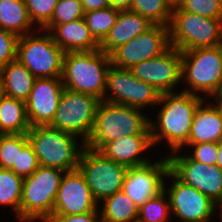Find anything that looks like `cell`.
<instances>
[{"instance_id": "6da1fadb", "label": "cell", "mask_w": 222, "mask_h": 222, "mask_svg": "<svg viewBox=\"0 0 222 222\" xmlns=\"http://www.w3.org/2000/svg\"><path fill=\"white\" fill-rule=\"evenodd\" d=\"M204 100L180 89L162 93L156 105L159 111L153 115L156 119H149L153 146L157 149L164 144L168 153L180 150L188 142L196 109Z\"/></svg>"}, {"instance_id": "7a4b0ae2", "label": "cell", "mask_w": 222, "mask_h": 222, "mask_svg": "<svg viewBox=\"0 0 222 222\" xmlns=\"http://www.w3.org/2000/svg\"><path fill=\"white\" fill-rule=\"evenodd\" d=\"M137 107L100 101L95 123L85 146L99 151L105 144L130 135H140L150 126V114Z\"/></svg>"}, {"instance_id": "3957f363", "label": "cell", "mask_w": 222, "mask_h": 222, "mask_svg": "<svg viewBox=\"0 0 222 222\" xmlns=\"http://www.w3.org/2000/svg\"><path fill=\"white\" fill-rule=\"evenodd\" d=\"M26 135L39 165L65 172L77 170L86 147L83 140L49 125L30 127Z\"/></svg>"}, {"instance_id": "277c9868", "label": "cell", "mask_w": 222, "mask_h": 222, "mask_svg": "<svg viewBox=\"0 0 222 222\" xmlns=\"http://www.w3.org/2000/svg\"><path fill=\"white\" fill-rule=\"evenodd\" d=\"M110 66V54L100 49L65 53L61 76L63 86L104 101L106 75Z\"/></svg>"}, {"instance_id": "5b68a950", "label": "cell", "mask_w": 222, "mask_h": 222, "mask_svg": "<svg viewBox=\"0 0 222 222\" xmlns=\"http://www.w3.org/2000/svg\"><path fill=\"white\" fill-rule=\"evenodd\" d=\"M181 91L213 98L222 83V44L211 48H198L181 52Z\"/></svg>"}, {"instance_id": "8992f818", "label": "cell", "mask_w": 222, "mask_h": 222, "mask_svg": "<svg viewBox=\"0 0 222 222\" xmlns=\"http://www.w3.org/2000/svg\"><path fill=\"white\" fill-rule=\"evenodd\" d=\"M64 173L40 165L31 175L23 178L20 222H43L52 216Z\"/></svg>"}, {"instance_id": "52a82bcc", "label": "cell", "mask_w": 222, "mask_h": 222, "mask_svg": "<svg viewBox=\"0 0 222 222\" xmlns=\"http://www.w3.org/2000/svg\"><path fill=\"white\" fill-rule=\"evenodd\" d=\"M168 27L171 46L181 52L222 44V19L173 10Z\"/></svg>"}, {"instance_id": "ba28073f", "label": "cell", "mask_w": 222, "mask_h": 222, "mask_svg": "<svg viewBox=\"0 0 222 222\" xmlns=\"http://www.w3.org/2000/svg\"><path fill=\"white\" fill-rule=\"evenodd\" d=\"M64 55L65 51L44 29H37L18 39L17 60L36 78L61 77Z\"/></svg>"}, {"instance_id": "9c48e42d", "label": "cell", "mask_w": 222, "mask_h": 222, "mask_svg": "<svg viewBox=\"0 0 222 222\" xmlns=\"http://www.w3.org/2000/svg\"><path fill=\"white\" fill-rule=\"evenodd\" d=\"M100 101L95 96L64 88L49 126L72 134L86 143L94 126Z\"/></svg>"}, {"instance_id": "30bf717a", "label": "cell", "mask_w": 222, "mask_h": 222, "mask_svg": "<svg viewBox=\"0 0 222 222\" xmlns=\"http://www.w3.org/2000/svg\"><path fill=\"white\" fill-rule=\"evenodd\" d=\"M77 169L84 176L93 198L99 203L105 197L122 190L128 168L97 150L85 147Z\"/></svg>"}, {"instance_id": "8fae6325", "label": "cell", "mask_w": 222, "mask_h": 222, "mask_svg": "<svg viewBox=\"0 0 222 222\" xmlns=\"http://www.w3.org/2000/svg\"><path fill=\"white\" fill-rule=\"evenodd\" d=\"M160 95L152 85L135 77L130 69L114 67L112 64L109 67L104 101L148 111L156 107Z\"/></svg>"}, {"instance_id": "7c38bea8", "label": "cell", "mask_w": 222, "mask_h": 222, "mask_svg": "<svg viewBox=\"0 0 222 222\" xmlns=\"http://www.w3.org/2000/svg\"><path fill=\"white\" fill-rule=\"evenodd\" d=\"M166 181H169L168 184ZM164 191L169 198L172 218L178 222L215 221L216 203L194 187L180 181L171 171L166 176Z\"/></svg>"}, {"instance_id": "4fadbf2b", "label": "cell", "mask_w": 222, "mask_h": 222, "mask_svg": "<svg viewBox=\"0 0 222 222\" xmlns=\"http://www.w3.org/2000/svg\"><path fill=\"white\" fill-rule=\"evenodd\" d=\"M170 171L183 183L194 187L213 202L222 200V170L217 165H207L191 159L180 150L165 153Z\"/></svg>"}, {"instance_id": "5bb4252c", "label": "cell", "mask_w": 222, "mask_h": 222, "mask_svg": "<svg viewBox=\"0 0 222 222\" xmlns=\"http://www.w3.org/2000/svg\"><path fill=\"white\" fill-rule=\"evenodd\" d=\"M171 47L169 27L153 25L146 32L116 48L111 54L114 67L130 69L139 62L158 57Z\"/></svg>"}, {"instance_id": "9a60e30c", "label": "cell", "mask_w": 222, "mask_h": 222, "mask_svg": "<svg viewBox=\"0 0 222 222\" xmlns=\"http://www.w3.org/2000/svg\"><path fill=\"white\" fill-rule=\"evenodd\" d=\"M164 153L155 161L127 169L122 190L139 208L164 191L166 176L170 171L168 157Z\"/></svg>"}, {"instance_id": "2e32d148", "label": "cell", "mask_w": 222, "mask_h": 222, "mask_svg": "<svg viewBox=\"0 0 222 222\" xmlns=\"http://www.w3.org/2000/svg\"><path fill=\"white\" fill-rule=\"evenodd\" d=\"M138 79L152 85L160 94L177 92L182 84L181 51L170 47L162 55L151 58L130 68Z\"/></svg>"}, {"instance_id": "e0dca14e", "label": "cell", "mask_w": 222, "mask_h": 222, "mask_svg": "<svg viewBox=\"0 0 222 222\" xmlns=\"http://www.w3.org/2000/svg\"><path fill=\"white\" fill-rule=\"evenodd\" d=\"M98 202L81 172H65L58 189L52 215H74L95 212Z\"/></svg>"}, {"instance_id": "ac0fdd59", "label": "cell", "mask_w": 222, "mask_h": 222, "mask_svg": "<svg viewBox=\"0 0 222 222\" xmlns=\"http://www.w3.org/2000/svg\"><path fill=\"white\" fill-rule=\"evenodd\" d=\"M63 90L61 77L35 79L26 101V113L31 127L52 123Z\"/></svg>"}, {"instance_id": "d6986e66", "label": "cell", "mask_w": 222, "mask_h": 222, "mask_svg": "<svg viewBox=\"0 0 222 222\" xmlns=\"http://www.w3.org/2000/svg\"><path fill=\"white\" fill-rule=\"evenodd\" d=\"M153 149L155 148L152 143L151 130L149 126L140 135L121 137L120 139H116L105 144L99 152L114 162L129 168L151 162V157L145 158L144 155L148 153L151 154L147 151Z\"/></svg>"}, {"instance_id": "ffe728a7", "label": "cell", "mask_w": 222, "mask_h": 222, "mask_svg": "<svg viewBox=\"0 0 222 222\" xmlns=\"http://www.w3.org/2000/svg\"><path fill=\"white\" fill-rule=\"evenodd\" d=\"M53 41L65 51L88 52L99 49V43L91 35L83 18L60 25H46Z\"/></svg>"}, {"instance_id": "44dd1931", "label": "cell", "mask_w": 222, "mask_h": 222, "mask_svg": "<svg viewBox=\"0 0 222 222\" xmlns=\"http://www.w3.org/2000/svg\"><path fill=\"white\" fill-rule=\"evenodd\" d=\"M209 142H222V112L212 99H205L196 109L186 144Z\"/></svg>"}, {"instance_id": "7402d4cb", "label": "cell", "mask_w": 222, "mask_h": 222, "mask_svg": "<svg viewBox=\"0 0 222 222\" xmlns=\"http://www.w3.org/2000/svg\"><path fill=\"white\" fill-rule=\"evenodd\" d=\"M153 24L145 17L131 10L119 11L115 25L99 44V49L111 54L116 48L132 38L146 32Z\"/></svg>"}, {"instance_id": "603a6c76", "label": "cell", "mask_w": 222, "mask_h": 222, "mask_svg": "<svg viewBox=\"0 0 222 222\" xmlns=\"http://www.w3.org/2000/svg\"><path fill=\"white\" fill-rule=\"evenodd\" d=\"M36 77L18 60L2 67L3 95L26 102Z\"/></svg>"}, {"instance_id": "cb8c5ba5", "label": "cell", "mask_w": 222, "mask_h": 222, "mask_svg": "<svg viewBox=\"0 0 222 222\" xmlns=\"http://www.w3.org/2000/svg\"><path fill=\"white\" fill-rule=\"evenodd\" d=\"M0 27L18 37L37 31L24 0H0Z\"/></svg>"}, {"instance_id": "d4e9b609", "label": "cell", "mask_w": 222, "mask_h": 222, "mask_svg": "<svg viewBox=\"0 0 222 222\" xmlns=\"http://www.w3.org/2000/svg\"><path fill=\"white\" fill-rule=\"evenodd\" d=\"M26 102L0 96V134H26L30 129Z\"/></svg>"}, {"instance_id": "484cf974", "label": "cell", "mask_w": 222, "mask_h": 222, "mask_svg": "<svg viewBox=\"0 0 222 222\" xmlns=\"http://www.w3.org/2000/svg\"><path fill=\"white\" fill-rule=\"evenodd\" d=\"M102 222H135L139 207L121 190L98 203Z\"/></svg>"}, {"instance_id": "4316f807", "label": "cell", "mask_w": 222, "mask_h": 222, "mask_svg": "<svg viewBox=\"0 0 222 222\" xmlns=\"http://www.w3.org/2000/svg\"><path fill=\"white\" fill-rule=\"evenodd\" d=\"M23 178L10 169L0 168V206H8L20 222V205L22 198Z\"/></svg>"}, {"instance_id": "83f0119b", "label": "cell", "mask_w": 222, "mask_h": 222, "mask_svg": "<svg viewBox=\"0 0 222 222\" xmlns=\"http://www.w3.org/2000/svg\"><path fill=\"white\" fill-rule=\"evenodd\" d=\"M174 0H132L130 10L147 18L153 25L169 26Z\"/></svg>"}, {"instance_id": "f1b7e54d", "label": "cell", "mask_w": 222, "mask_h": 222, "mask_svg": "<svg viewBox=\"0 0 222 222\" xmlns=\"http://www.w3.org/2000/svg\"><path fill=\"white\" fill-rule=\"evenodd\" d=\"M113 7L101 10L84 12L83 19L87 24L91 35L100 44L108 35L110 29L115 25L118 13Z\"/></svg>"}, {"instance_id": "f546056e", "label": "cell", "mask_w": 222, "mask_h": 222, "mask_svg": "<svg viewBox=\"0 0 222 222\" xmlns=\"http://www.w3.org/2000/svg\"><path fill=\"white\" fill-rule=\"evenodd\" d=\"M170 202L165 191L147 200L140 208L137 221L139 222H173ZM172 219V220H170Z\"/></svg>"}, {"instance_id": "4dcf8cb0", "label": "cell", "mask_w": 222, "mask_h": 222, "mask_svg": "<svg viewBox=\"0 0 222 222\" xmlns=\"http://www.w3.org/2000/svg\"><path fill=\"white\" fill-rule=\"evenodd\" d=\"M27 143L26 134H0V168L17 167L18 151Z\"/></svg>"}, {"instance_id": "1f68e13d", "label": "cell", "mask_w": 222, "mask_h": 222, "mask_svg": "<svg viewBox=\"0 0 222 222\" xmlns=\"http://www.w3.org/2000/svg\"><path fill=\"white\" fill-rule=\"evenodd\" d=\"M173 10H184L212 19H222V0H175Z\"/></svg>"}, {"instance_id": "d6a6232c", "label": "cell", "mask_w": 222, "mask_h": 222, "mask_svg": "<svg viewBox=\"0 0 222 222\" xmlns=\"http://www.w3.org/2000/svg\"><path fill=\"white\" fill-rule=\"evenodd\" d=\"M31 22L43 29L50 21L58 0H24Z\"/></svg>"}, {"instance_id": "836d02e7", "label": "cell", "mask_w": 222, "mask_h": 222, "mask_svg": "<svg viewBox=\"0 0 222 222\" xmlns=\"http://www.w3.org/2000/svg\"><path fill=\"white\" fill-rule=\"evenodd\" d=\"M84 17L81 0H58L51 21L47 25H60Z\"/></svg>"}, {"instance_id": "e575fe53", "label": "cell", "mask_w": 222, "mask_h": 222, "mask_svg": "<svg viewBox=\"0 0 222 222\" xmlns=\"http://www.w3.org/2000/svg\"><path fill=\"white\" fill-rule=\"evenodd\" d=\"M186 148L188 150H186ZM183 150H185V151H183ZM218 151H219V143L218 142L185 144L180 149L181 153L187 152L186 154L191 159L202 162L207 165H216L217 158H218Z\"/></svg>"}, {"instance_id": "d590c367", "label": "cell", "mask_w": 222, "mask_h": 222, "mask_svg": "<svg viewBox=\"0 0 222 222\" xmlns=\"http://www.w3.org/2000/svg\"><path fill=\"white\" fill-rule=\"evenodd\" d=\"M39 166L38 158L28 142L21 151H18L17 167H12L10 170L18 176L26 178L37 170Z\"/></svg>"}, {"instance_id": "8d00e7d4", "label": "cell", "mask_w": 222, "mask_h": 222, "mask_svg": "<svg viewBox=\"0 0 222 222\" xmlns=\"http://www.w3.org/2000/svg\"><path fill=\"white\" fill-rule=\"evenodd\" d=\"M19 37L0 27V67L17 60V43Z\"/></svg>"}, {"instance_id": "74e56055", "label": "cell", "mask_w": 222, "mask_h": 222, "mask_svg": "<svg viewBox=\"0 0 222 222\" xmlns=\"http://www.w3.org/2000/svg\"><path fill=\"white\" fill-rule=\"evenodd\" d=\"M47 222H102V220L98 209L85 214L52 215Z\"/></svg>"}, {"instance_id": "f35d334b", "label": "cell", "mask_w": 222, "mask_h": 222, "mask_svg": "<svg viewBox=\"0 0 222 222\" xmlns=\"http://www.w3.org/2000/svg\"><path fill=\"white\" fill-rule=\"evenodd\" d=\"M84 12L101 10L110 7L108 0H81Z\"/></svg>"}, {"instance_id": "ab89813d", "label": "cell", "mask_w": 222, "mask_h": 222, "mask_svg": "<svg viewBox=\"0 0 222 222\" xmlns=\"http://www.w3.org/2000/svg\"><path fill=\"white\" fill-rule=\"evenodd\" d=\"M110 7H113L117 10H130L132 0H108Z\"/></svg>"}, {"instance_id": "60d3db41", "label": "cell", "mask_w": 222, "mask_h": 222, "mask_svg": "<svg viewBox=\"0 0 222 222\" xmlns=\"http://www.w3.org/2000/svg\"><path fill=\"white\" fill-rule=\"evenodd\" d=\"M212 100H213L216 104H222V83H221V86H220L218 92H217L216 95L212 98Z\"/></svg>"}, {"instance_id": "b9f144b4", "label": "cell", "mask_w": 222, "mask_h": 222, "mask_svg": "<svg viewBox=\"0 0 222 222\" xmlns=\"http://www.w3.org/2000/svg\"><path fill=\"white\" fill-rule=\"evenodd\" d=\"M216 165L222 170V142H219V151Z\"/></svg>"}, {"instance_id": "7bdbcfd3", "label": "cell", "mask_w": 222, "mask_h": 222, "mask_svg": "<svg viewBox=\"0 0 222 222\" xmlns=\"http://www.w3.org/2000/svg\"><path fill=\"white\" fill-rule=\"evenodd\" d=\"M217 209H219V210H217ZM215 214H218L217 217H219V220L220 219L222 220V200L220 202L216 203V212H215Z\"/></svg>"}, {"instance_id": "ee69618b", "label": "cell", "mask_w": 222, "mask_h": 222, "mask_svg": "<svg viewBox=\"0 0 222 222\" xmlns=\"http://www.w3.org/2000/svg\"><path fill=\"white\" fill-rule=\"evenodd\" d=\"M3 95V87H2V68L0 67V96Z\"/></svg>"}, {"instance_id": "f6af8a7d", "label": "cell", "mask_w": 222, "mask_h": 222, "mask_svg": "<svg viewBox=\"0 0 222 222\" xmlns=\"http://www.w3.org/2000/svg\"><path fill=\"white\" fill-rule=\"evenodd\" d=\"M220 107V110L222 112V104H217Z\"/></svg>"}]
</instances>
